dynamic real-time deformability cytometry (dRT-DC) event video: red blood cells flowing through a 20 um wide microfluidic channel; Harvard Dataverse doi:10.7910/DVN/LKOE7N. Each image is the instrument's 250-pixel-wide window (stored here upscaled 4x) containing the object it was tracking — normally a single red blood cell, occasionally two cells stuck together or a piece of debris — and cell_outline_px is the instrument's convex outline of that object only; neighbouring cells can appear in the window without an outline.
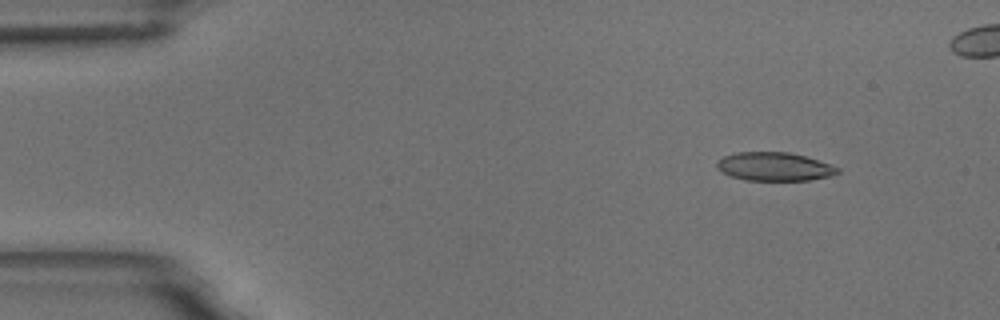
{"species": "common noctule bat (a hibernating species)", "species_latin": "Nyctalus noctula", "temperature_condition": "room temperature", "stored_images_in_passage": 15, "camera_frame_rate_fps": 3000, "um_per_image_px": 0.085, "animal": {"sex": "male", "body_mass_g": 18.8}, "frame": {"image": 1, "passage_image": 6, "time_ms": 1.667, "image_size_px": [1000, 320], "cell_outline_px": [[840, 172], [832, 176], [808, 180], [744, 180], [732, 176], [716, 168], [716, 160], [724, 156], [736, 152], [788, 152], [808, 156], [840, 168]], "centroid_in_image_um": [65.84, 14.15], "position_along_channel_um": 19.2, "area_um2": 20.17}}